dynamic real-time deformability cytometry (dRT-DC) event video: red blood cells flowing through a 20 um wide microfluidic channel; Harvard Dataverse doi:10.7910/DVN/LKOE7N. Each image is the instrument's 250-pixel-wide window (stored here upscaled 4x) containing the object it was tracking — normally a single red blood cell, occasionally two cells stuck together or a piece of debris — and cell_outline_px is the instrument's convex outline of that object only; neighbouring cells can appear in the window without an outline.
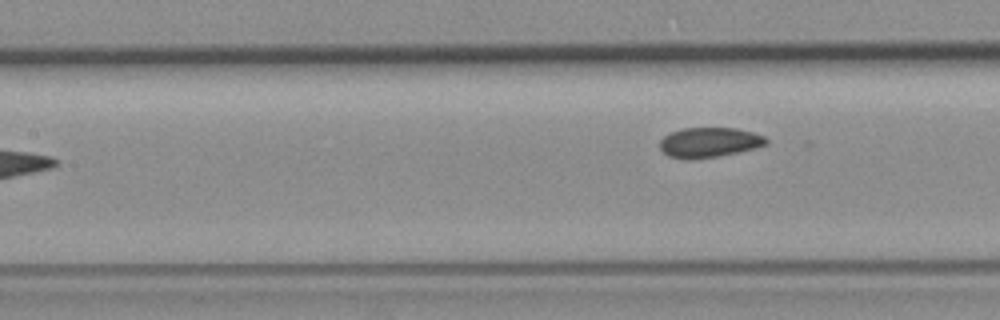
{"species": "common noctule bat (a hibernating species)", "species_latin": "Nyctalus noctula", "temperature_condition": "room temperature", "stored_images_in_passage": 8, "camera_frame_rate_fps": 3000, "um_per_image_px": 0.085, "animal": {"sex": "female", "body_mass_g": 19.3, "forearm_length_mm": 54.1}, "frame": {"image": 1, "passage_image": 8, "time_ms": 8.333, "image_size_px": [1000, 320], "cell_outline_px": [[768, 144], [756, 148], [716, 156], [692, 160], [684, 160], [668, 156], [660, 148], [660, 140], [664, 136], [680, 128], [736, 128], [752, 132], [764, 136], [768, 140]], "centroid_in_image_um": [60.27, 12.11], "position_along_channel_um": 147.1, "area_um2": 18.61}}